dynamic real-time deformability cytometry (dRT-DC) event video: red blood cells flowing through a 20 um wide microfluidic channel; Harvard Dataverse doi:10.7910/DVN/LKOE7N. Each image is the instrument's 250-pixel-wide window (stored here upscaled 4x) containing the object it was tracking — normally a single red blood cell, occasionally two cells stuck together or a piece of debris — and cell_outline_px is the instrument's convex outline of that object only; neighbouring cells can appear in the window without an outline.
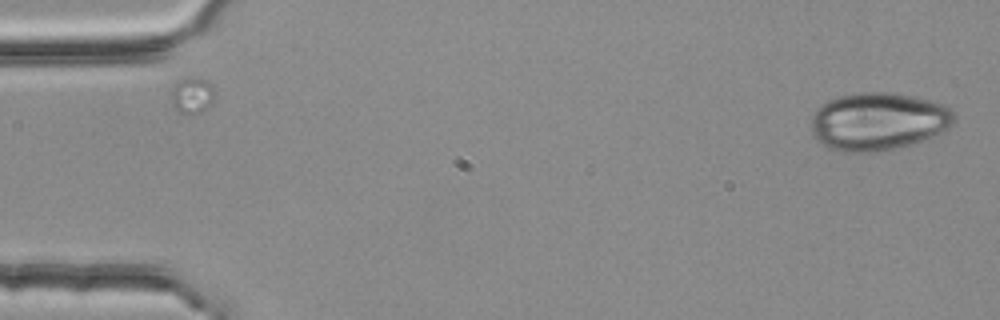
{"species": "common noctule bat (a hibernating species)", "species_latin": "Nyctalus noctula", "temperature_condition": "room temperature", "stored_images_in_passage": 16, "camera_frame_rate_fps": 3000, "um_per_image_px": 0.085, "animal": {"sex": "female", "body_mass_g": 25.1}, "frame": {"image": 1, "passage_image": 1, "time_ms": 0.0, "image_size_px": [1000, 320], "cell_outline_px": [[956, 120], [948, 128], [932, 136], [912, 144], [876, 152], [840, 152], [828, 148], [820, 144], [816, 140], [812, 132], [812, 116], [816, 108], [820, 104], [828, 100], [840, 96], [860, 92], [896, 92], [916, 96], [932, 100], [944, 104], [956, 112]], "centroid_in_image_um": [74.65, 10.31], "position_along_channel_um": 10.3, "area_um2": 48.84}}